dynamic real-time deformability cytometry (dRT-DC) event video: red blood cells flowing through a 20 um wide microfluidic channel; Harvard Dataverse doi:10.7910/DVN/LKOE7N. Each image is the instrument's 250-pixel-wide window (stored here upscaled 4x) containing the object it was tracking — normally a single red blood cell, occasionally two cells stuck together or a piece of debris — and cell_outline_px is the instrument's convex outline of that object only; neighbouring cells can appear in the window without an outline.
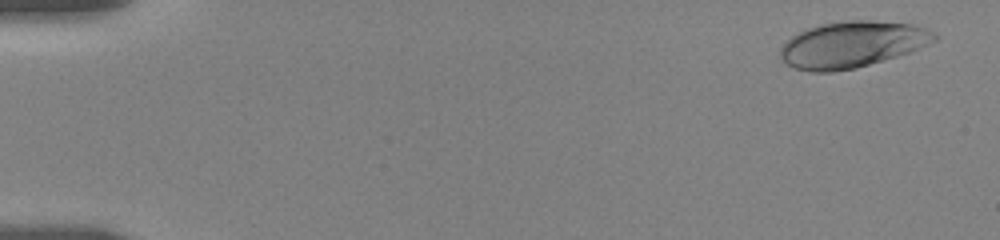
{"species": "human", "species_latin": "Homo sapiens", "temperature_condition": "room temperature", "stored_images_in_passage": 54, "camera_frame_rate_fps": 3000, "um_per_image_px": 0.085, "donor": {"sex": "female"}, "frame": {"image": 1, "passage_image": 4, "time_ms": 0.667, "image_size_px": [1000, 240], "cell_outline_px": [[940, 36], [936, 40], [908, 52], [896, 56], [856, 68], [832, 72], [808, 72], [792, 68], [780, 56], [780, 48], [792, 36], [808, 28], [820, 24], [848, 20], [872, 20], [912, 24], [924, 28]], "centroid_in_image_um": [72.4, 3.78], "position_along_channel_um": 12.6, "area_um2": 41.27}}
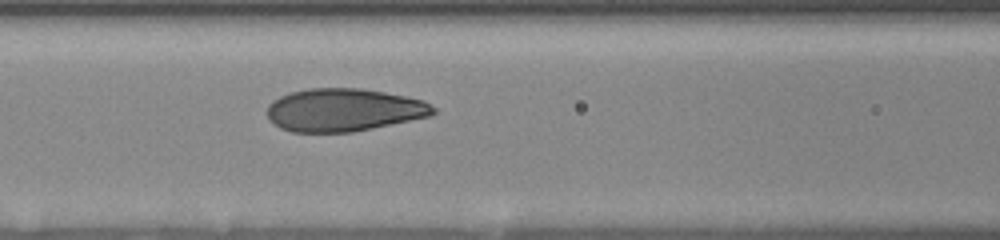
{"frame": {"image": 2, "passage_image": 33, "time_ms": 8.0, "image_size_px": [1000, 240], "cell_outline_px": [[436, 112], [432, 116], [352, 132], [292, 132], [280, 128], [272, 124], [268, 120], [268, 104], [272, 100], [288, 92], [308, 88], [360, 88], [384, 92], [424, 100], [436, 108]], "centroid_in_image_um": [29.2, 9.34], "position_along_channel_um": 137.4, "area_um2": 41.79}}
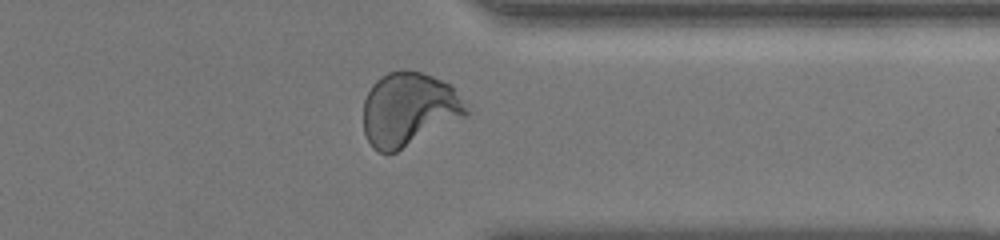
{"frame": {"image": 3, "passage_image": 48, "time_ms": 14.667, "image_size_px": [1000, 240], "cell_outline_px": [[468, 116], [396, 152], [376, 152], [372, 148], [364, 132], [364, 100], [372, 84], [380, 76], [388, 72], [404, 68], [420, 72], [432, 76], [452, 84], [464, 100], [468, 112]], "centroid_in_image_um": [34.77, 9.27], "position_along_channel_um": 376.6, "area_um2": 44.68}, "authors_computed_cell_mechanics": {"area_um2": 41.3559, "velocity_mm_per_s": 3.6129, "shape_relaxation_time_tau1_ms": 5.0707, "shape_relaxation_time_tau2_ms": 0.7389, "deformation_change_tau1": 0.1984, "deformation_change_tau2": 0.0657}}